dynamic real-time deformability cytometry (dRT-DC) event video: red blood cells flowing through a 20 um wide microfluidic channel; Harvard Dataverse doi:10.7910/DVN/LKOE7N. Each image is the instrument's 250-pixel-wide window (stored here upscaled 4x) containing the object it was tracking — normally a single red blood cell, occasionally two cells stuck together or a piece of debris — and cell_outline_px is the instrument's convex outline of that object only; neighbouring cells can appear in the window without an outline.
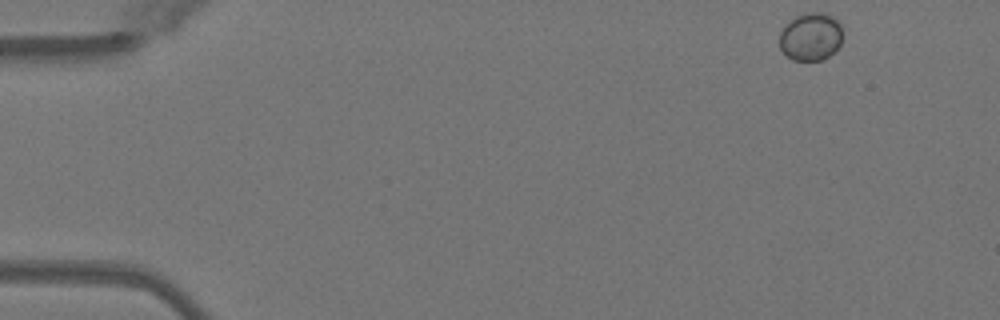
{"species": "Egyptian fruit bat (a non-hibernating species)", "species_latin": "Rousettus aegyptiacus", "temperature_condition": "warm", "stored_images_in_passage": 47, "camera_frame_rate_fps": 3000, "um_per_image_px": 0.085, "animal": {"sex": "female"}, "frame": {"image": 1, "passage_image": 1, "time_ms": 0.0, "image_size_px": [1000, 320], "cell_outline_px": [[840, 44], [824, 60], [792, 60], [780, 48], [780, 32], [796, 16], [808, 12], [820, 12], [832, 16], [840, 24]], "centroid_in_image_um": [68.9, 3.12], "position_along_channel_um": 16.1, "area_um2": 17.17}}
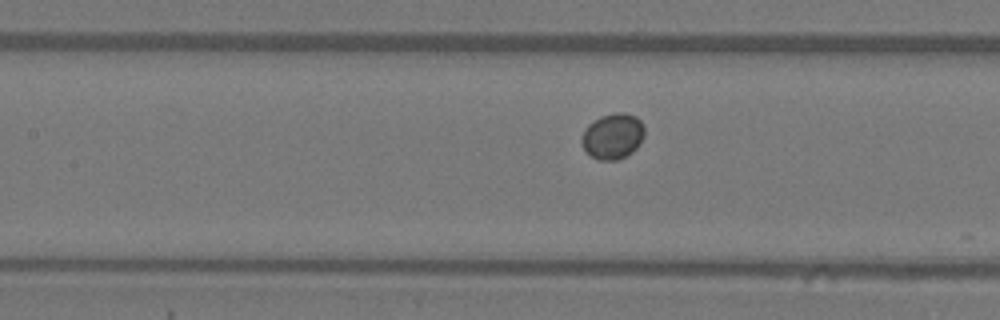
{"frame": {"image": 2, "passage_image": 20, "time_ms": 6.333, "image_size_px": [1000, 320], "cell_outline_px": [[644, 136], [640, 144], [632, 152], [616, 160], [596, 160], [584, 148], [580, 140], [584, 128], [592, 120], [600, 116], [616, 112], [624, 112], [636, 116], [640, 120], [644, 128]], "centroid_in_image_um": [52.07, 11.55], "position_along_channel_um": 155.3, "area_um2": 16.88}}
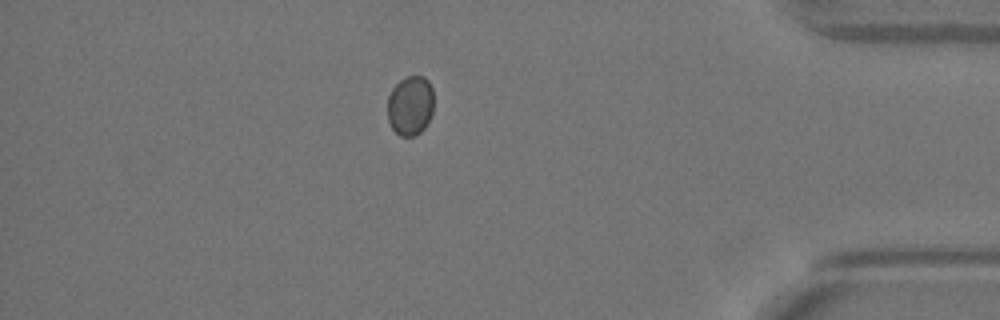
{"frame": {"image": 3, "passage_image": 41, "time_ms": 13.333, "image_size_px": [1000, 320], "cell_outline_px": [[432, 112], [428, 124], [420, 132], [412, 136], [400, 136], [392, 128], [388, 120], [388, 96], [392, 88], [400, 80], [408, 76], [424, 76], [428, 80], [432, 88]], "centroid_in_image_um": [34.87, 8.97], "position_along_channel_um": 400.3, "area_um2": 16.07}}